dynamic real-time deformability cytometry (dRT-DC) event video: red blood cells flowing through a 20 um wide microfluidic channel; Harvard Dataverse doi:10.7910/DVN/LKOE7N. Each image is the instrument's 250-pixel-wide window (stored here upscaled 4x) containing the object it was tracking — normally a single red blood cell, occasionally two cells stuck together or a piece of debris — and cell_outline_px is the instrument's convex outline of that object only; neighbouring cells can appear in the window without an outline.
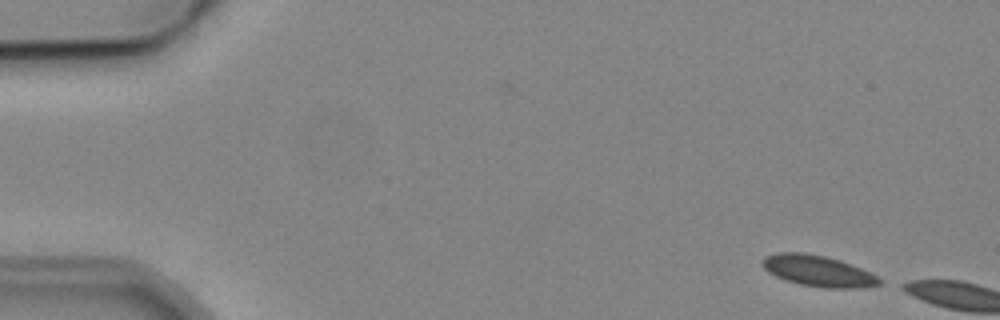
{"species": "common noctule bat (a hibernating species)", "species_latin": "Nyctalus noctula", "temperature_condition": "cold", "stored_images_in_passage": 2, "camera_frame_rate_fps": 3000, "um_per_image_px": 0.085, "animal": {"sex": "male", "body_mass_g": 19.2, "forearm_length_mm": 51.8}, "frame": {"image": 1, "passage_image": 2, "time_ms": 1.333, "image_size_px": [1000, 320], "cell_outline_px": [[884, 280], [880, 284], [864, 288], [824, 288], [800, 284], [784, 280], [768, 272], [760, 264], [764, 256], [776, 252], [804, 252], [824, 256], [840, 260], [860, 268]], "centroid_in_image_um": [69.5, 23.03], "position_along_channel_um": 15.5, "area_um2": 21.33}}